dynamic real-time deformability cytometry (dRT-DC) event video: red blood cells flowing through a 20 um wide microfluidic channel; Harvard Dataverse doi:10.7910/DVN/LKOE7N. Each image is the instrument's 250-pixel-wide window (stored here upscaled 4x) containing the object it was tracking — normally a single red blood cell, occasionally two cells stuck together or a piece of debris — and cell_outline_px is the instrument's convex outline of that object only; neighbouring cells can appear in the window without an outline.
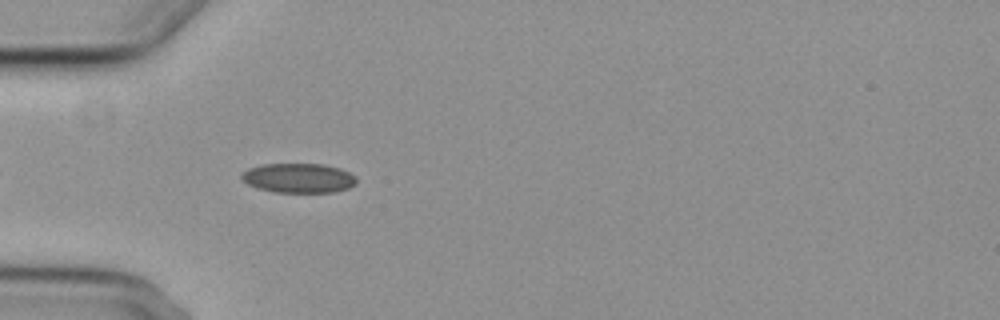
{"species": "common noctule bat (a hibernating species)", "species_latin": "Nyctalus noctula", "temperature_condition": "cold", "stored_images_in_passage": 3, "camera_frame_rate_fps": 3000, "um_per_image_px": 0.085, "animal": {"sex": "female", "body_mass_g": 29.2, "forearm_length_mm": 56.3}, "frame": {"image": 1, "passage_image": 2, "time_ms": 1.333, "image_size_px": [1000, 320], "cell_outline_px": [[356, 184], [348, 188], [332, 192], [276, 192], [256, 188], [248, 184], [240, 176], [240, 172], [248, 168], [260, 164], [324, 164], [340, 168], [356, 176]], "centroid_in_image_um": [25.35, 15.12], "position_along_channel_um": 59.6, "area_um2": 19.88}}
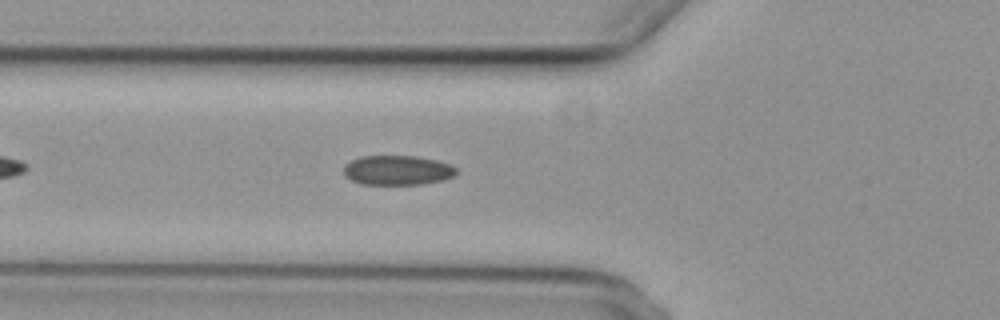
{"frame": {"image": 2, "passage_image": 3, "time_ms": 2.333, "image_size_px": [1000, 320], "cell_outline_px": [[456, 172], [452, 176], [444, 180], [424, 184], [360, 184], [344, 176], [344, 164], [360, 156], [416, 156], [436, 160], [452, 164], [456, 168]], "centroid_in_image_um": [33.78, 14.47], "position_along_channel_um": 92.0, "area_um2": 19.54}}